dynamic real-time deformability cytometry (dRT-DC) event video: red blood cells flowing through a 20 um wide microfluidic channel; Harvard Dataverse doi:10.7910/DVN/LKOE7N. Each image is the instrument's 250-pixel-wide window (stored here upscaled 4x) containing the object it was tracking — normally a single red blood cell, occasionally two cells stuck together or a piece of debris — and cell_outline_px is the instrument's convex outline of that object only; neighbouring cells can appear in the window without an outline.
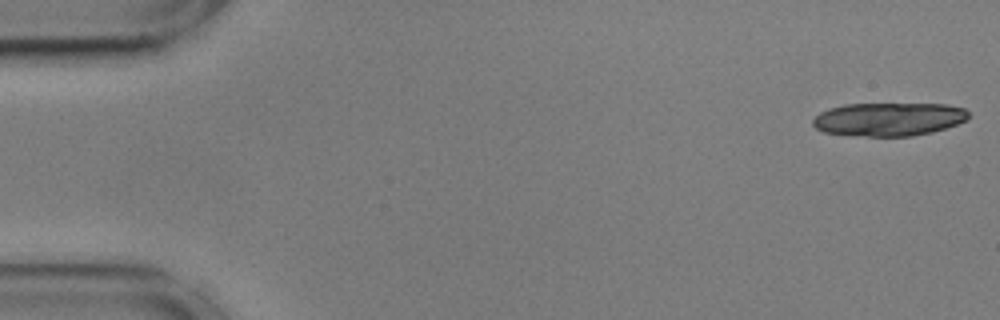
{"species": "common noctule bat (a hibernating species)", "species_latin": "Nyctalus noctula", "temperature_condition": "cold", "stored_images_in_passage": 12, "camera_frame_rate_fps": 3000, "um_per_image_px": 0.085, "animal": {"sex": "male", "body_mass_g": 17.9, "forearm_length_mm": 54.2}, "frame": {"image": 1, "passage_image": 1, "time_ms": 0.0, "image_size_px": [1000, 320], "cell_outline_px": [[968, 120], [932, 132], [912, 136], [868, 136], [824, 132], [816, 128], [812, 124], [812, 120], [820, 112], [828, 108], [844, 104], [948, 104], [964, 108], [968, 112]], "centroid_in_image_um": [75.54, 10.12], "position_along_channel_um": 9.5, "area_um2": 30.23}}